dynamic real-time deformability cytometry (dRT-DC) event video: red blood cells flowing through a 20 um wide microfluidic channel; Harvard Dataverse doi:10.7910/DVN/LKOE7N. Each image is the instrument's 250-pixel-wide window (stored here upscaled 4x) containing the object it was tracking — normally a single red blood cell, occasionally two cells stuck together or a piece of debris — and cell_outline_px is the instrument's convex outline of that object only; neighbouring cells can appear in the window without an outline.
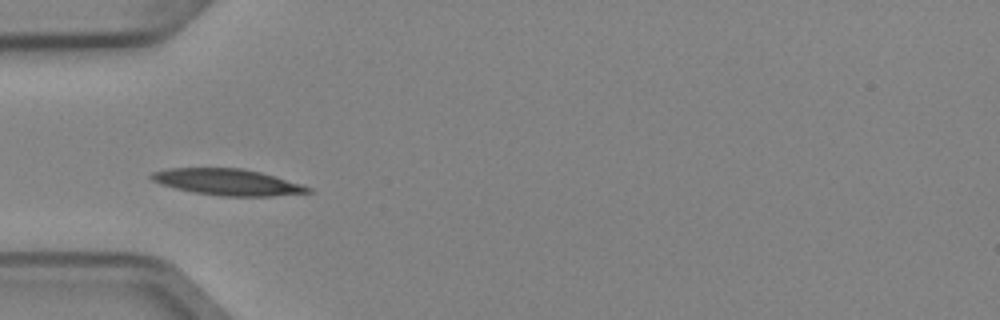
{"species": "Egyptian fruit bat (a non-hibernating species)", "species_latin": "Rousettus aegyptiacus", "temperature_condition": "cold", "stored_images_in_passage": 6, "camera_frame_rate_fps": 3000, "um_per_image_px": 0.085, "animal": {"sex": "female"}, "frame": {"image": 1, "passage_image": 3, "time_ms": 0.667, "image_size_px": [1000, 320], "cell_outline_px": [[312, 192], [272, 196], [220, 196], [192, 192], [160, 184], [152, 180], [148, 176], [152, 172], [168, 168], [240, 168], [260, 172], [300, 184], [312, 188]], "centroid_in_image_um": [19.29, 15.48], "position_along_channel_um": 65.7, "area_um2": 23.87}}
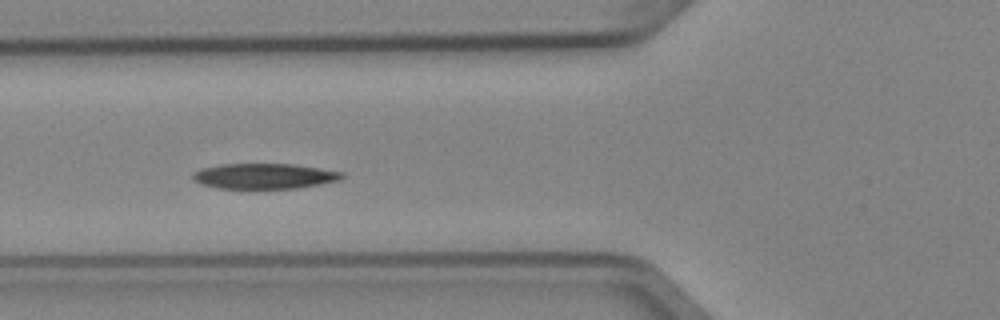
{"frame": {"image": 2, "passage_image": 4, "time_ms": 1.0, "image_size_px": [1000, 320], "cell_outline_px": [[344, 176], [340, 180], [320, 184], [296, 188], [216, 188], [200, 184], [192, 176], [200, 168], [220, 164], [292, 164], [320, 168], [344, 172]], "centroid_in_image_um": [22.48, 14.96], "position_along_channel_um": 103.3, "area_um2": 21.96}}
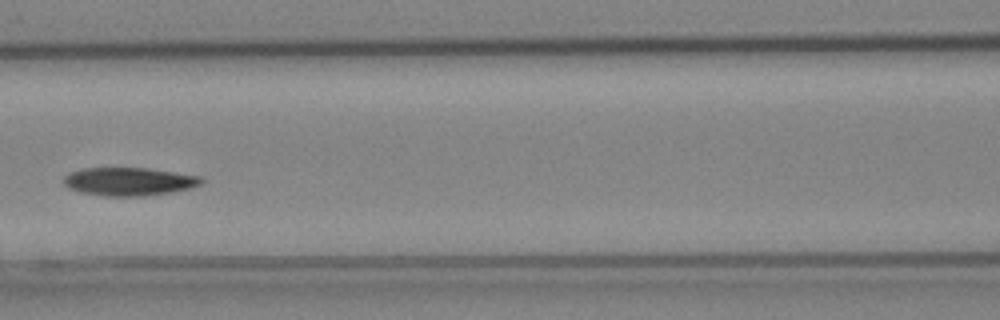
{"frame": {"image": 3, "passage_image": 5, "time_ms": 1.333, "image_size_px": [1000, 320], "cell_outline_px": [[204, 180], [200, 184], [192, 188], [172, 192], [144, 196], [104, 196], [80, 192], [68, 188], [64, 184], [64, 176], [72, 172], [84, 168], [148, 168], [204, 176]], "centroid_in_image_um": [11.01, 15.43], "position_along_channel_um": 155.6, "area_um2": 22.77}}